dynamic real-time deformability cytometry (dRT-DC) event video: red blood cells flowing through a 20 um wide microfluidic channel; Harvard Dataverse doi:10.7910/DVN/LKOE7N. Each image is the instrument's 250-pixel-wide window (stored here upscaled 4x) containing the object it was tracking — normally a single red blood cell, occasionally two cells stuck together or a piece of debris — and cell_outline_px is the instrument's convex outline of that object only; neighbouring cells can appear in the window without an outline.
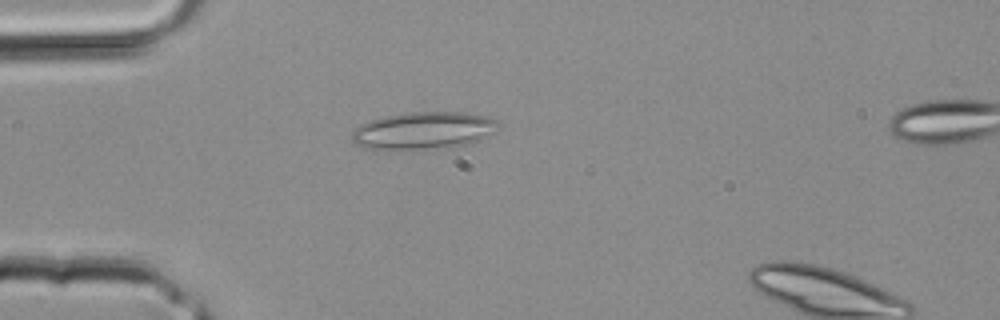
{"species": "common noctule bat (a hibernating species)", "species_latin": "Nyctalus noctula", "temperature_condition": "room temperature", "stored_images_in_passage": 3, "camera_frame_rate_fps": 3000, "um_per_image_px": 0.085, "animal": {"sex": "male", "body_mass_g": 20.4}, "frame": {"image": 1, "passage_image": 2, "time_ms": 0.333, "image_size_px": [1000, 320], "cell_outline_px": [[496, 132], [468, 144], [456, 148], [364, 148], [356, 144], [352, 140], [352, 132], [360, 124], [384, 116], [404, 112], [464, 112], [488, 116], [496, 120]], "centroid_in_image_um": [36.02, 11.08], "position_along_channel_um": 49.0, "area_um2": 31.67}}